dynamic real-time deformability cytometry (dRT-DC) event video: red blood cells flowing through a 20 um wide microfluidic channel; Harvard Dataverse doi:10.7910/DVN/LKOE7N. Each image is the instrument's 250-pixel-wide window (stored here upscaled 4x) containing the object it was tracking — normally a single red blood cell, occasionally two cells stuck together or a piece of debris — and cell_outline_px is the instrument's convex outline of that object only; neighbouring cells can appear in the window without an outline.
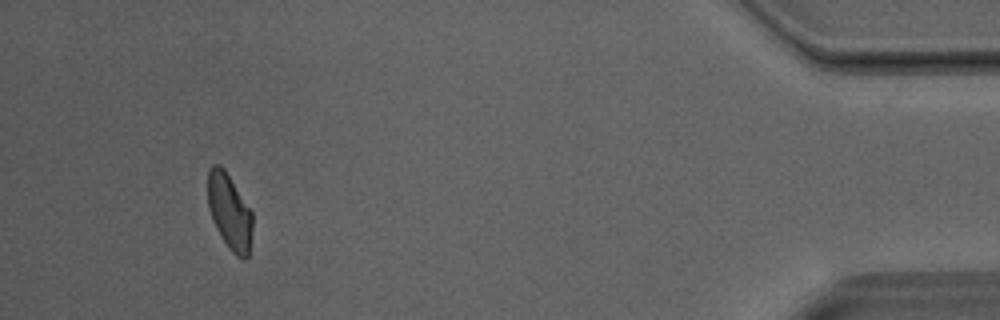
{"species": "Egyptian fruit bat (a non-hibernating species)", "species_latin": "Rousettus aegyptiacus", "temperature_condition": "room temperature", "stored_images_in_passage": 31, "camera_frame_rate_fps": 3000, "um_per_image_px": 0.085, "animal": {"sex": "male"}, "frame": {"image": 1, "passage_image": 31, "time_ms": 10.0, "image_size_px": [1000, 320], "cell_outline_px": [[252, 228], [248, 256], [244, 260], [236, 256], [228, 248], [220, 236], [212, 220], [208, 208], [208, 168], [212, 164], [220, 164], [224, 168], [252, 212]], "centroid_in_image_um": [19.49, 17.99], "position_along_channel_um": 415.7, "area_um2": 19.77}}